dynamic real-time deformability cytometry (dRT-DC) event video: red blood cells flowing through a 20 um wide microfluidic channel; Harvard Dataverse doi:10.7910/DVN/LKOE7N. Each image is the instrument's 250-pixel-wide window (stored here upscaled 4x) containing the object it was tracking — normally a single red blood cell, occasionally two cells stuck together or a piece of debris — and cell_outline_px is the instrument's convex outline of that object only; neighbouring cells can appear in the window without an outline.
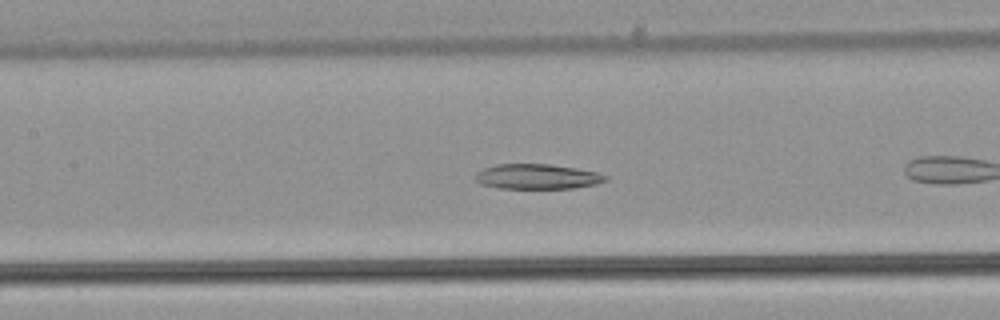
{"species": "common noctule bat (a hibernating species)", "species_latin": "Nyctalus noctula", "temperature_condition": "warm", "stored_images_in_passage": 38, "camera_frame_rate_fps": 3000, "um_per_image_px": 0.085, "animal": {"sex": "male", "body_mass_g": 21.5, "forearm_length_mm": 52.0}, "frame": {"image": 1, "passage_image": 9, "time_ms": 2.667, "image_size_px": [1000, 320], "cell_outline_px": [[608, 180], [596, 184], [572, 188], [500, 188], [480, 184], [476, 180], [476, 172], [484, 168], [496, 164], [548, 164], [576, 168], [596, 172], [608, 176]], "centroid_in_image_um": [45.66, 15.01], "position_along_channel_um": 161.7, "area_um2": 18.9}}
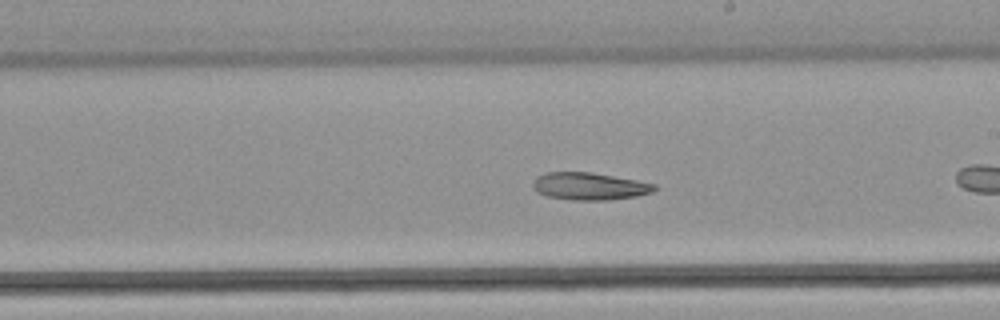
{"frame": {"image": 2, "passage_image": 15, "time_ms": 4.667, "image_size_px": [1000, 320], "cell_outline_px": [[656, 188], [652, 192], [636, 196], [608, 200], [572, 200], [548, 196], [536, 192], [532, 188], [532, 184], [536, 176], [544, 172], [592, 172], [636, 180], [656, 184]], "centroid_in_image_um": [50.06, 15.82], "position_along_channel_um": 238.9, "area_um2": 19.48}}
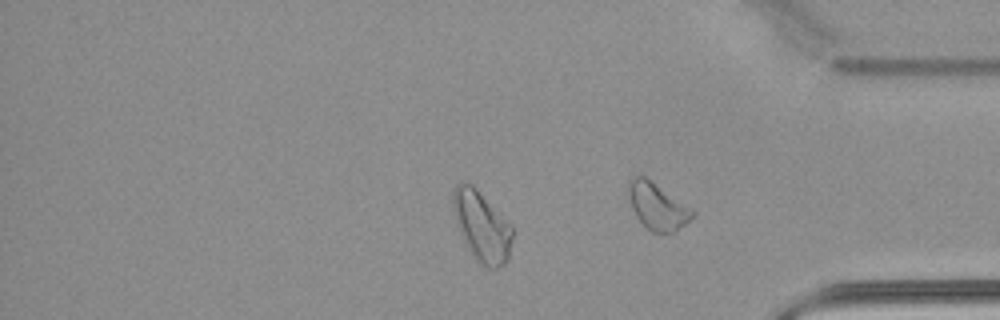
{"frame": {"image": 3, "passage_image": 29, "time_ms": 9.333, "image_size_px": [1000, 320], "cell_outline_px": [[512, 236], [508, 260], [504, 264], [496, 268], [488, 268], [476, 260], [460, 232], [452, 208], [452, 192], [456, 184], [460, 180], [464, 180], [472, 184], [476, 188], [512, 228]], "centroid_in_image_um": [40.91, 19.2], "position_along_channel_um": 394.3, "area_um2": 23.76}}